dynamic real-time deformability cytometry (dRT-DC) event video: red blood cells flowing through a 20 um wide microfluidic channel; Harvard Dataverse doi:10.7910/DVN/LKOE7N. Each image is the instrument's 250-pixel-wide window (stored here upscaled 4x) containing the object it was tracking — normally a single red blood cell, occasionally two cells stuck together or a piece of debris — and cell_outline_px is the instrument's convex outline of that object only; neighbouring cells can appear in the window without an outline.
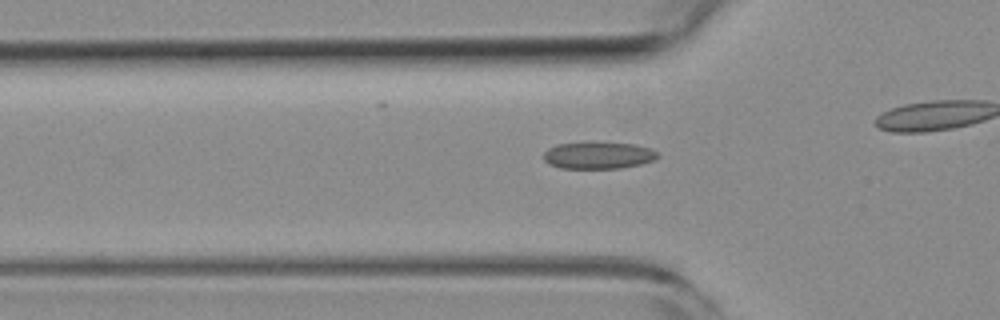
{"species": "common noctule bat (a hibernating species)", "species_latin": "Nyctalus noctula", "temperature_condition": "room temperature", "stored_images_in_passage": 33, "camera_frame_rate_fps": 3000, "um_per_image_px": 0.085, "animal": {"sex": "female", "body_mass_g": 19.3, "forearm_length_mm": 54.1}, "frame": {"image": 1, "passage_image": 9, "time_ms": 2.667, "image_size_px": [1000, 320], "cell_outline_px": [[660, 156], [656, 160], [640, 164], [620, 168], [560, 168], [548, 164], [544, 160], [544, 152], [548, 148], [556, 144], [636, 144], [648, 148], [656, 152]], "centroid_in_image_um": [50.85, 13.24], "position_along_channel_um": 74.9, "area_um2": 17.4}}
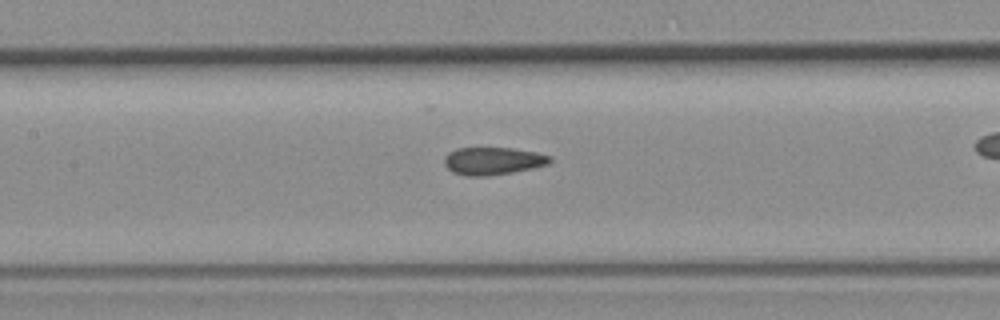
{"frame": {"image": 2, "passage_image": 16, "time_ms": 5.0, "image_size_px": [1000, 320], "cell_outline_px": [[552, 160], [548, 164], [532, 168], [512, 172], [484, 176], [464, 176], [452, 172], [444, 164], [444, 156], [448, 152], [456, 148], [512, 148], [536, 152], [552, 156]], "centroid_in_image_um": [41.87, 13.67], "position_along_channel_um": 165.5, "area_um2": 17.05}}
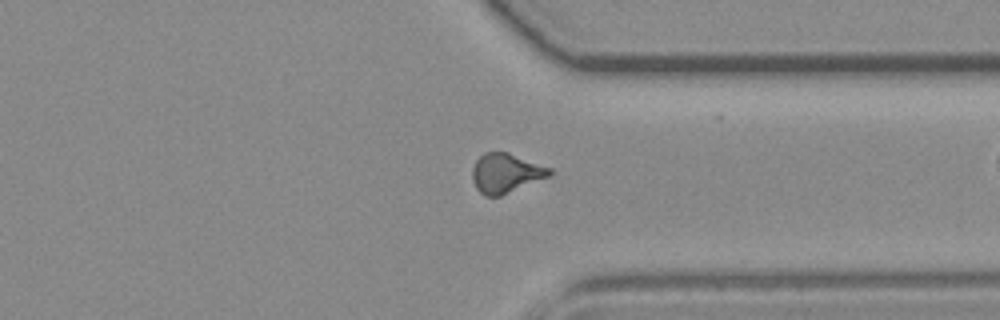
{"frame": {"image": 3, "passage_image": 32, "time_ms": 10.333, "image_size_px": [1000, 320], "cell_outline_px": [[552, 176], [500, 196], [484, 196], [476, 188], [472, 180], [472, 168], [476, 160], [484, 152], [508, 152], [552, 168]], "centroid_in_image_um": [43.01, 14.72], "position_along_channel_um": 368.4, "area_um2": 17.98}}